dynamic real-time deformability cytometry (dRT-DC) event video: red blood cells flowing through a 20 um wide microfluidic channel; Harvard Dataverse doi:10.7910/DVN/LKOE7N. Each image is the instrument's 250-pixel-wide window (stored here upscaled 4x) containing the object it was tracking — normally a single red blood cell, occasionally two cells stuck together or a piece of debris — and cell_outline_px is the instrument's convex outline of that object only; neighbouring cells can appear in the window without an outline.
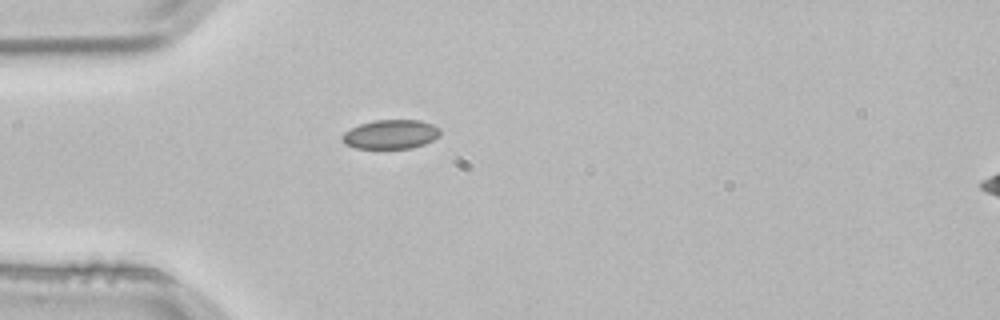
{"species": "common noctule bat (a hibernating species)", "species_latin": "Nyctalus noctula", "temperature_condition": "room temperature", "stored_images_in_passage": 2, "segment_of_instrument_passage": [1, 2], "camera_frame_rate_fps": 3000, "um_per_image_px": 0.085, "animal": {"sex": "male", "body_mass_g": 21.5, "forearm_length_mm": 52.0}, "frame": {"image": 1, "passage_image": 1, "time_ms": 0.0, "image_size_px": [1000, 320], "cell_outline_px": [[440, 136], [424, 144], [412, 148], [356, 148], [344, 144], [340, 140], [340, 136], [344, 132], [360, 124], [372, 120], [420, 120], [432, 124], [440, 128]], "centroid_in_image_um": [33.19, 11.41], "position_along_channel_um": 51.8, "area_um2": 16.76}}